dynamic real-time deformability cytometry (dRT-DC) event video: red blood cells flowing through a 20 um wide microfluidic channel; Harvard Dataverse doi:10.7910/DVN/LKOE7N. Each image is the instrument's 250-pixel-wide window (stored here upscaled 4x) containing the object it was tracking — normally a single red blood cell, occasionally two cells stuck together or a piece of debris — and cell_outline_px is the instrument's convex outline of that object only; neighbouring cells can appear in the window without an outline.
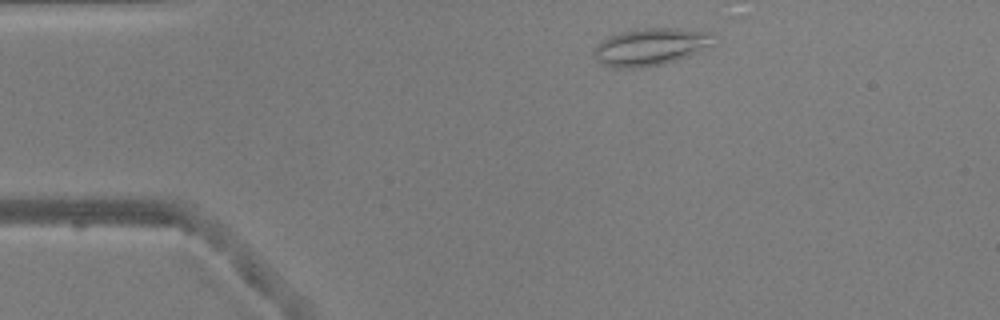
{"species": "common noctule bat (a hibernating species)", "species_latin": "Nyctalus noctula", "temperature_condition": "warm", "stored_images_in_passage": 37, "camera_frame_rate_fps": 3000, "um_per_image_px": 0.085, "animal": {"sex": "male", "body_mass_g": 20.5, "forearm_length_mm": 52.5}, "frame": {"image": 1, "passage_image": 2, "time_ms": 0.333, "image_size_px": [1000, 320], "cell_outline_px": [[720, 44], [688, 56], [664, 64], [640, 68], [616, 68], [604, 64], [596, 56], [596, 44], [608, 36], [620, 32], [644, 28], [680, 28], [708, 32]], "centroid_in_image_um": [55.4, 3.97], "position_along_channel_um": 29.6, "area_um2": 26.13}}
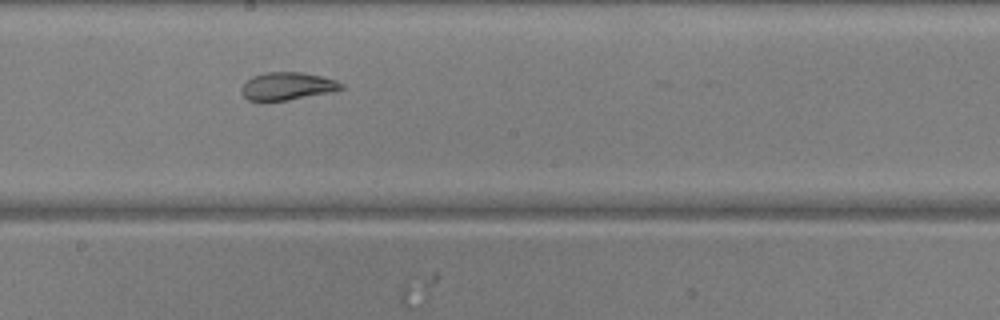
{"frame": {"image": 2, "passage_image": 21, "time_ms": 6.667, "image_size_px": [1000, 320], "cell_outline_px": [[344, 88], [336, 92], [264, 104], [248, 100], [240, 92], [240, 88], [252, 76], [268, 72], [304, 72], [336, 80], [344, 84]], "centroid_in_image_um": [24.42, 7.37], "position_along_channel_um": 223.8, "area_um2": 16.82}}
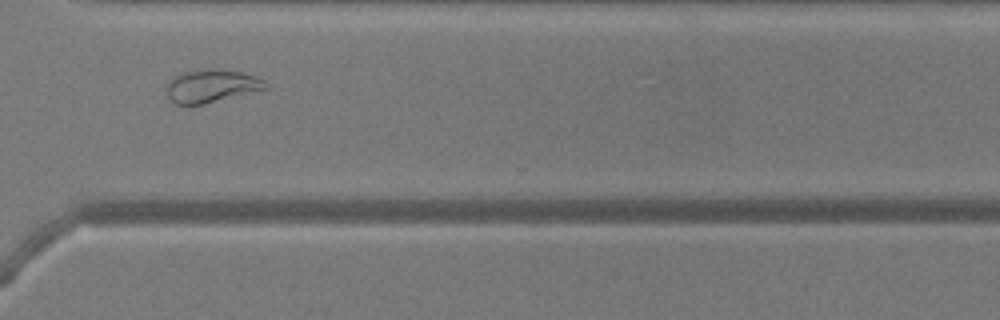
{"frame": {"image": 3, "passage_image": 31, "time_ms": 10.0, "image_size_px": [1000, 320], "cell_outline_px": [[268, 88], [204, 104], [176, 104], [168, 96], [164, 88], [164, 84], [172, 76], [180, 72], [204, 68], [212, 68], [244, 72], [256, 76], [264, 80], [268, 84]], "centroid_in_image_um": [17.92, 7.27], "position_along_channel_um": 352.7, "area_um2": 19.42}, "authors_computed_cell_mechanics": {"area_um2": 16.7042, "velocity_mm_per_s": 3.8721, "shape_relaxation_time_tau1_ms": null, "shape_relaxation_time_tau2_ms": 1.6495, "deformation_change_tau1": null, "deformation_change_tau2": 0.0627}}